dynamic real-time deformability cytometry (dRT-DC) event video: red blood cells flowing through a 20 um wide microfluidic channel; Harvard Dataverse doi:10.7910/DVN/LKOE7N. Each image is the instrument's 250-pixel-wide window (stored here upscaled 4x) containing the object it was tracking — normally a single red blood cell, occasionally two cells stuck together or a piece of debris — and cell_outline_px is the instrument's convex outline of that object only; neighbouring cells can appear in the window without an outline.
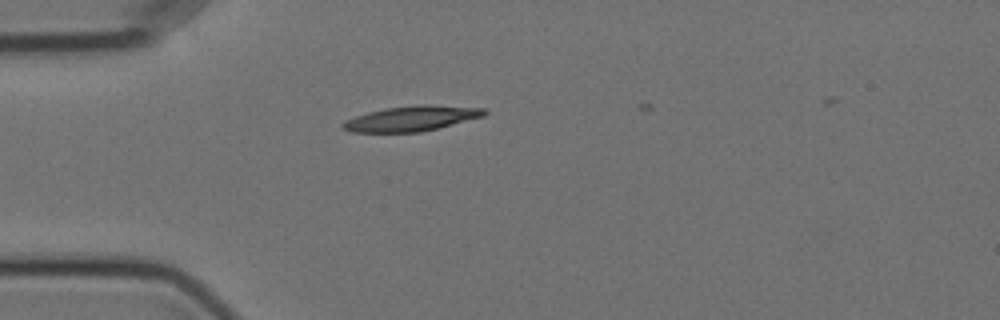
{"species": "Egyptian fruit bat (a non-hibernating species)", "species_latin": "Rousettus aegyptiacus", "temperature_condition": "cold", "stored_images_in_passage": 36, "camera_frame_rate_fps": 3000, "um_per_image_px": 0.085, "animal": {"sex": "female"}, "frame": {"image": 1, "passage_image": 2, "time_ms": 0.333, "image_size_px": [1000, 320], "cell_outline_px": [[488, 112], [484, 116], [420, 132], [352, 132], [344, 128], [340, 124], [344, 120], [368, 112], [388, 108], [420, 104], [428, 104], [484, 108]], "centroid_in_image_um": [34.98, 10.06], "position_along_channel_um": 50.0, "area_um2": 20.52}}
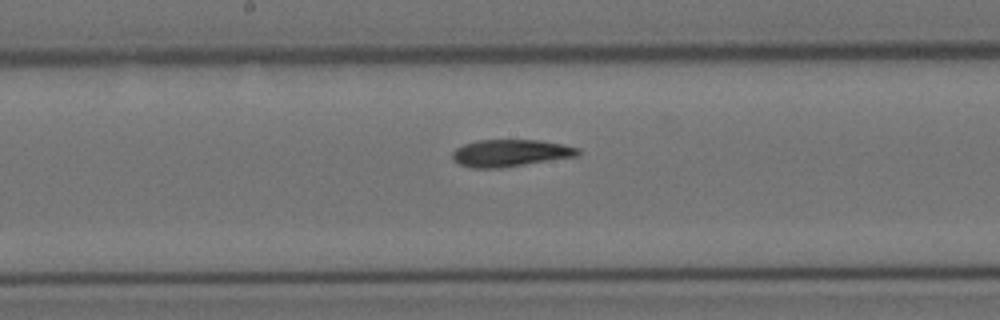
{"frame": {"image": 2, "passage_image": 16, "time_ms": 5.0, "image_size_px": [1000, 320], "cell_outline_px": [[580, 156], [500, 168], [472, 168], [460, 164], [452, 160], [452, 152], [456, 148], [464, 144], [476, 140], [540, 140], [580, 148]], "centroid_in_image_um": [43.38, 13.01], "position_along_channel_um": 204.8, "area_um2": 19.94}}
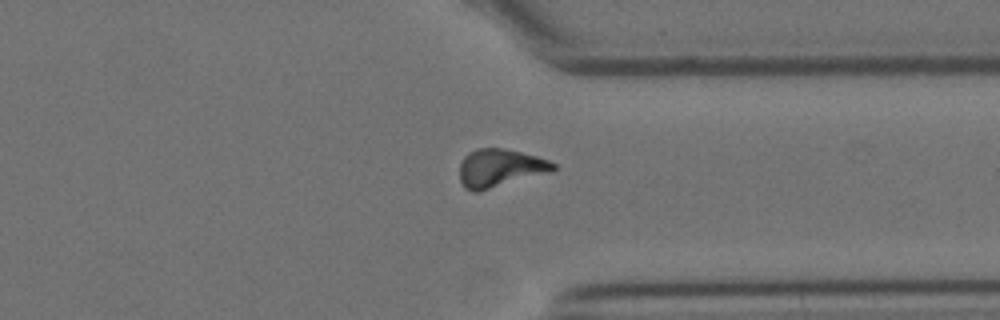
{"frame": {"image": 3, "passage_image": 30, "time_ms": 9.667, "image_size_px": [1000, 320], "cell_outline_px": [[556, 168], [552, 172], [476, 192], [472, 192], [464, 188], [460, 180], [460, 164], [464, 156], [468, 152], [476, 148], [504, 148], [536, 156], [548, 160], [556, 164]], "centroid_in_image_um": [42.48, 14.28], "position_along_channel_um": 368.9, "area_um2": 20.81}, "authors_computed_cell_mechanics": {"area_um2": 19.9988, "velocity_mm_per_s": 3.5478, "shape_relaxation_time_tau1_ms": 6.4419, "shape_relaxation_time_tau2_ms": 5.5664, "deformation_change_tau1": 0.1854, "deformation_change_tau2": 0.1312}}